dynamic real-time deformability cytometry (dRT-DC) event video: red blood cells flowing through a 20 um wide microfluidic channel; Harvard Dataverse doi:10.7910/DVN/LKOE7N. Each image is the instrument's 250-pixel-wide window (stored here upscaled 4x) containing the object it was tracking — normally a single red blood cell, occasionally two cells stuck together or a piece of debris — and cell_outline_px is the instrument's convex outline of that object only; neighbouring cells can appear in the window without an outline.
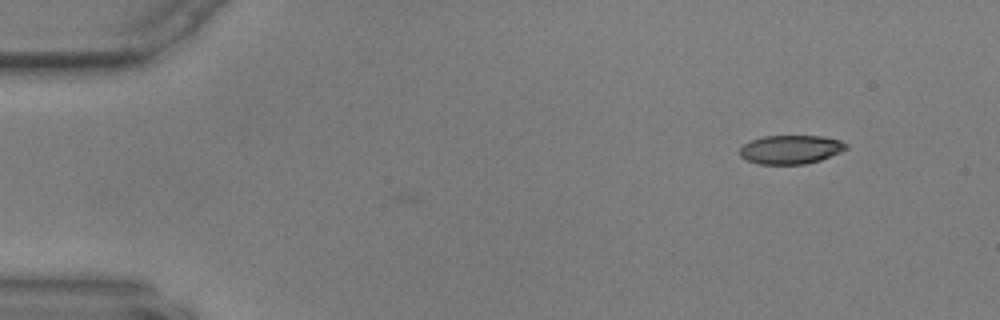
{"species": "common noctule bat (a hibernating species)", "species_latin": "Nyctalus noctula", "temperature_condition": "warm", "stored_images_in_passage": 3, "camera_frame_rate_fps": 3000, "um_per_image_px": 0.085, "animal": {"sex": "male", "body_mass_g": 17.9, "forearm_length_mm": 54.2}, "frame": {"image": 1, "passage_image": 1, "time_ms": 0.0, "image_size_px": [1000, 320], "cell_outline_px": [[848, 148], [840, 152], [820, 160], [804, 164], [760, 164], [748, 160], [740, 156], [740, 148], [744, 144], [752, 140], [764, 136], [824, 136], [840, 140], [848, 144]], "centroid_in_image_um": [67.23, 12.7], "position_along_channel_um": 17.8, "area_um2": 17.74}}